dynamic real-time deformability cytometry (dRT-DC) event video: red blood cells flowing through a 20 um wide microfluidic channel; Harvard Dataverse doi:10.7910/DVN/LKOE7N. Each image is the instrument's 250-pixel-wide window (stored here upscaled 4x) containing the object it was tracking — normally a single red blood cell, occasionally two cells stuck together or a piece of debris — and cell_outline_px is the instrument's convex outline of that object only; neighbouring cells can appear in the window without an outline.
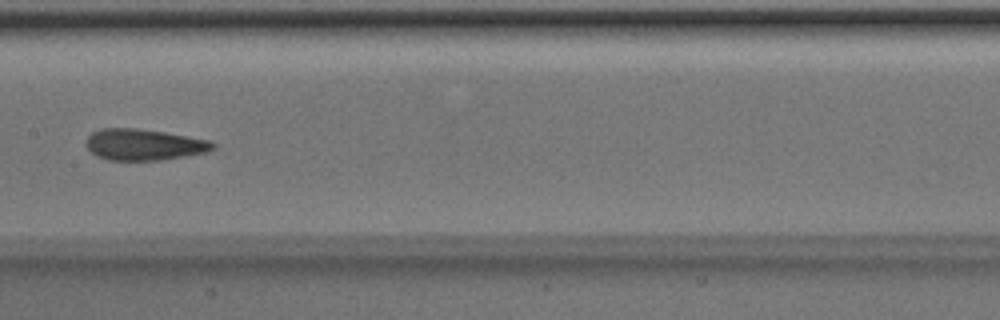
{"species": "Egyptian fruit bat (a non-hibernating species)", "species_latin": "Rousettus aegyptiacus", "temperature_condition": "room temperature", "stored_images_in_passage": 7, "camera_frame_rate_fps": 3000, "um_per_image_px": 0.085, "animal": {"sex": "male"}, "frame": {"image": 1, "passage_image": 7, "time_ms": 2.0, "image_size_px": [1000, 320], "cell_outline_px": [[216, 148], [204, 152], [160, 160], [108, 160], [96, 156], [84, 144], [84, 140], [92, 132], [100, 128], [136, 128], [164, 132], [212, 140], [216, 144]], "centroid_in_image_um": [12.2, 12.28], "position_along_channel_um": 195.2, "area_um2": 23.18}}